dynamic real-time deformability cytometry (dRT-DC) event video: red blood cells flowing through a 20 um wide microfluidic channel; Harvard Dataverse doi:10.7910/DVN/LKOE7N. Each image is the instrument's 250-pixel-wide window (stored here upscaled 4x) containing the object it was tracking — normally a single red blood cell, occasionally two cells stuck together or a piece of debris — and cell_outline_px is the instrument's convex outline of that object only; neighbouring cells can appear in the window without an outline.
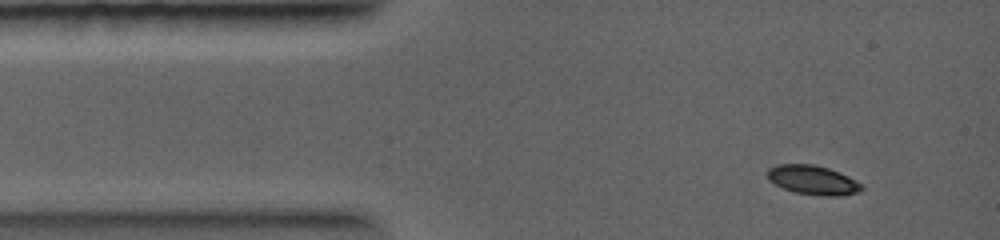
{"species": "common noctule bat (a hibernating species)", "species_latin": "Nyctalus noctula", "temperature_condition": "warm", "stored_images_in_passage": 3, "camera_frame_rate_fps": 5000, "um_per_image_px": 0.085, "animal": {"sex": "female", "body_mass_g": 19.0, "forearm_length_mm": 56.7}, "frame": {"image": 1, "passage_image": 1, "time_ms": 0.0, "image_size_px": [1000, 240], "cell_outline_px": [[864, 188], [860, 192], [844, 196], [820, 196], [796, 192], [784, 188], [768, 180], [768, 168], [776, 164], [812, 164], [828, 168], [848, 176], [860, 184]], "centroid_in_image_um": [69.1, 15.31], "position_along_channel_um": 15.9, "area_um2": 16.01}}
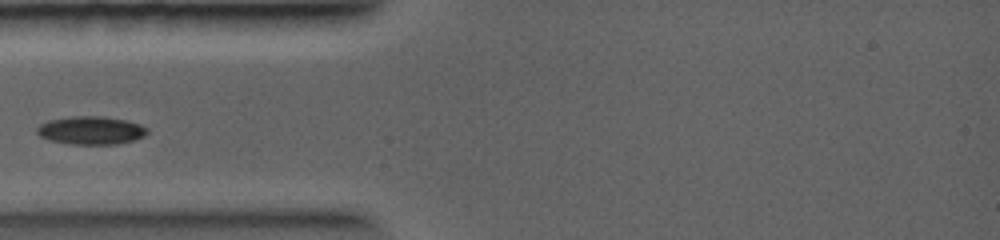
{"frame": {"image": 2, "passage_image": 3, "time_ms": 2.2, "image_size_px": [1000, 240], "cell_outline_px": [[148, 132], [144, 136], [132, 140], [116, 144], [72, 144], [48, 140], [40, 136], [36, 132], [36, 128], [40, 124], [48, 120], [72, 116], [104, 116], [124, 120], [140, 124], [148, 128]], "centroid_in_image_um": [7.71, 11.07], "position_along_channel_um": 77.3, "area_um2": 18.09}}